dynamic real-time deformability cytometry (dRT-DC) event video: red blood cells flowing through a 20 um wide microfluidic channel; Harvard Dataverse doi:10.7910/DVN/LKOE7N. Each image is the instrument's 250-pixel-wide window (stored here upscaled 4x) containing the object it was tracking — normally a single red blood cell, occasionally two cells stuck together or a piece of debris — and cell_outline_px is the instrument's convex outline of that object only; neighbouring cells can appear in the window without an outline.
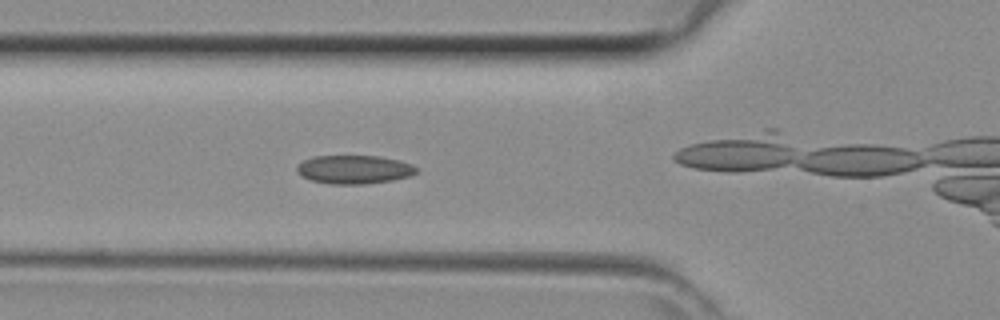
{"species": "common noctule bat (a hibernating species)", "species_latin": "Nyctalus noctula", "temperature_condition": "room temperature", "stored_images_in_passage": 31, "camera_frame_rate_fps": 3000, "um_per_image_px": 0.085, "animal": {"sex": "female", "body_mass_g": 29.2, "forearm_length_mm": 56.3}, "frame": {"image": 1, "passage_image": 5, "time_ms": 1.333, "image_size_px": [1000, 320], "cell_outline_px": [[420, 172], [412, 176], [392, 180], [364, 184], [332, 184], [312, 180], [296, 172], [296, 168], [304, 160], [312, 156], [380, 156], [400, 160], [412, 164]], "centroid_in_image_um": [30.16, 14.4], "position_along_channel_um": 95.6, "area_um2": 19.94}}